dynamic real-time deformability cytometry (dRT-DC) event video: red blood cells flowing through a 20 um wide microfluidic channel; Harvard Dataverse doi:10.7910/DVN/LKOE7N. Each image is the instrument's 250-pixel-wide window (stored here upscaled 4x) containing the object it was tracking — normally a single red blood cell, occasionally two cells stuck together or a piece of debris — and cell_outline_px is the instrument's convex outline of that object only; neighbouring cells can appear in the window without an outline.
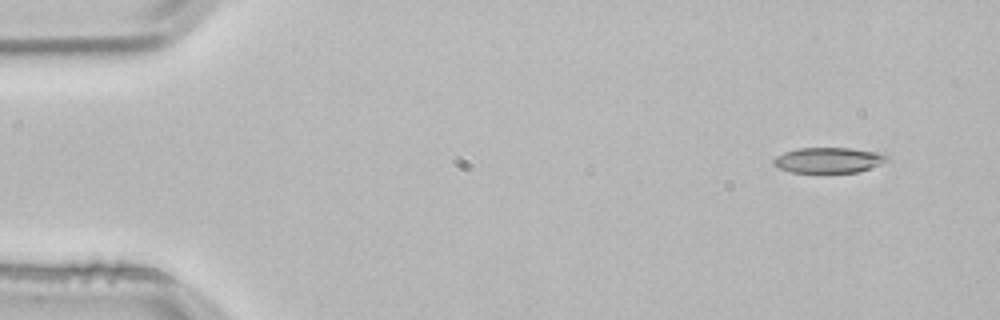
{"species": "common noctule bat (a hibernating species)", "species_latin": "Nyctalus noctula", "temperature_condition": "room temperature", "stored_images_in_passage": 3, "camera_frame_rate_fps": 3000, "um_per_image_px": 0.085, "animal": {"sex": "male", "body_mass_g": 21.5, "forearm_length_mm": 52.0}, "frame": {"image": 1, "passage_image": 1, "time_ms": 0.0, "image_size_px": [1000, 320], "cell_outline_px": [[892, 160], [860, 172], [792, 172], [780, 168], [772, 164], [772, 160], [776, 156], [784, 152], [796, 148], [852, 148], [884, 152], [892, 156]], "centroid_in_image_um": [70.54, 13.59], "position_along_channel_um": 14.5, "area_um2": 17.28}}
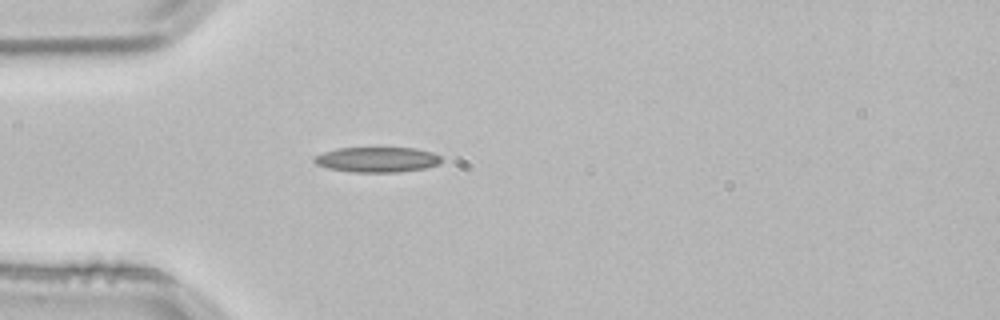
{"frame": {"image": 2, "passage_image": 3, "time_ms": 0.667, "image_size_px": [1000, 320], "cell_outline_px": [[440, 160], [436, 164], [424, 168], [396, 172], [352, 172], [328, 168], [316, 164], [312, 160], [316, 156], [324, 152], [340, 148], [416, 148], [432, 152], [440, 156]], "centroid_in_image_um": [32.02, 13.56], "position_along_channel_um": 53.0, "area_um2": 18.38}}